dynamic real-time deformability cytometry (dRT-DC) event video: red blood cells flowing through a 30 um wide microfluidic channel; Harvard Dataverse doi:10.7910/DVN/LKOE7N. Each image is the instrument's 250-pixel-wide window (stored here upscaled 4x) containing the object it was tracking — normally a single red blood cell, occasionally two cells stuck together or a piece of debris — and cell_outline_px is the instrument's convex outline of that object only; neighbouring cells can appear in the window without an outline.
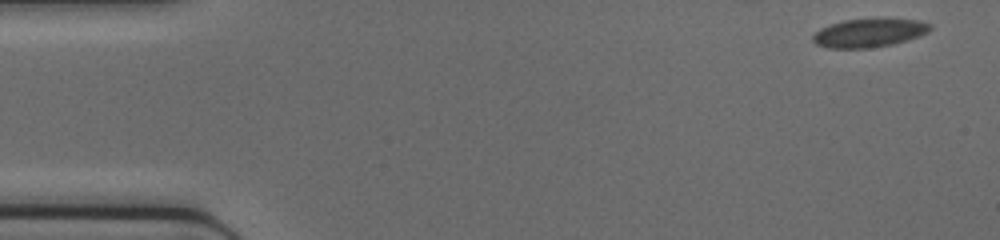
{"species": "common noctule bat (a hibernating species)", "species_latin": "Nyctalus noctula", "temperature_condition": "cold", "stored_images_in_passage": 35, "camera_frame_rate_fps": 3000, "um_per_image_px": 0.085, "animal": {"sex": "female", "body_mass_g": 17.0, "forearm_length_mm": 48.0}, "frame": {"image": 1, "passage_image": 1, "time_ms": 0.0, "image_size_px": [1000, 240], "cell_outline_px": [[932, 28], [928, 32], [920, 36], [892, 44], [868, 48], [828, 48], [816, 44], [812, 40], [812, 36], [820, 28], [844, 20], [916, 20], [932, 24]], "centroid_in_image_um": [73.86, 2.82], "position_along_channel_um": 11.1, "area_um2": 19.02}}
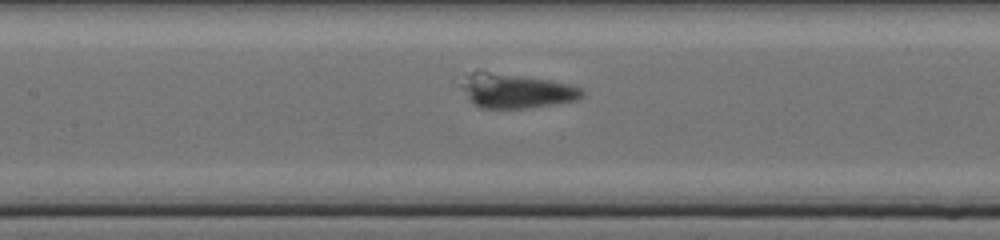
{"frame": {"image": 2, "passage_image": 20, "time_ms": 6.333, "image_size_px": [1000, 240], "cell_outline_px": [[584, 96], [576, 100], [556, 104], [528, 108], [480, 108], [468, 96], [460, 84], [472, 72], [480, 68], [572, 84], [584, 88]], "centroid_in_image_um": [43.92, 7.69], "position_along_channel_um": 163.5, "area_um2": 24.57}}
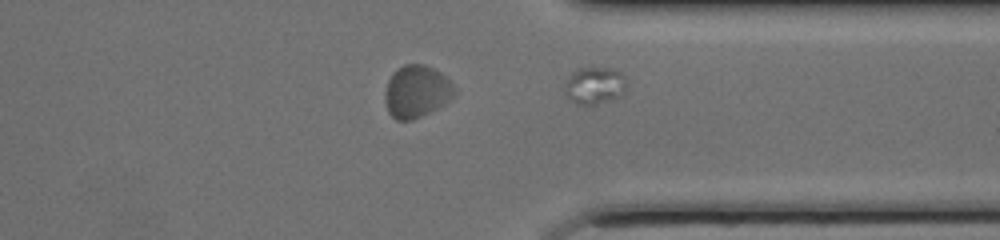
{"frame": {"image": 3, "passage_image": 35, "time_ms": 11.333, "image_size_px": [1000, 240], "cell_outline_px": [[624, 92], [620, 96], [592, 104], [576, 104], [568, 96], [564, 84], [568, 76], [572, 72], [580, 68], [612, 68], [620, 72], [624, 76]], "centroid_in_image_um": [50.52, 7.24], "position_along_channel_um": 360.9, "area_um2": 12.95}}